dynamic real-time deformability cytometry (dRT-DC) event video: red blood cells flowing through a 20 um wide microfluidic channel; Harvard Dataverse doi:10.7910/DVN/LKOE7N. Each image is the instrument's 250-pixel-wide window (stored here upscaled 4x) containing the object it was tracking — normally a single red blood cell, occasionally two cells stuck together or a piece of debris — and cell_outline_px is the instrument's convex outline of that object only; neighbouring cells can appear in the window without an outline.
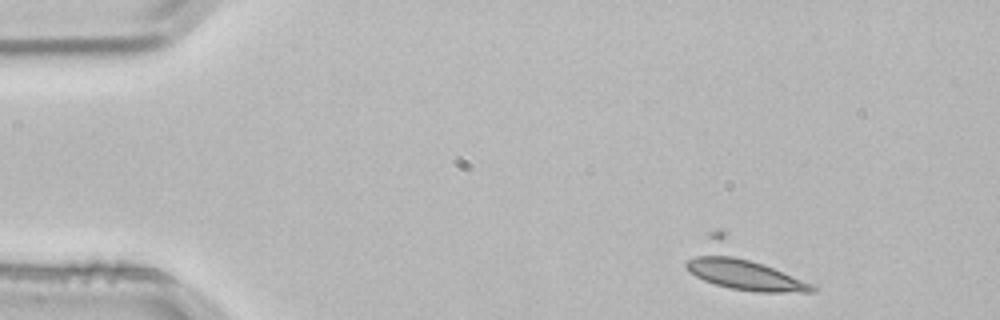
{"species": "common noctule bat (a hibernating species)", "species_latin": "Nyctalus noctula", "temperature_condition": "room temperature", "stored_images_in_passage": 3, "camera_frame_rate_fps": 3000, "um_per_image_px": 0.085, "animal": {"sex": "male", "body_mass_g": 21.5, "forearm_length_mm": 52.0}, "frame": {"image": 1, "passage_image": 1, "time_ms": 0.0, "image_size_px": [1000, 320], "cell_outline_px": [[816, 292], [756, 292], [728, 288], [704, 280], [688, 272], [684, 264], [708, 232], [716, 228], [720, 228], [812, 284], [816, 288]], "centroid_in_image_um": [63.01, 22.66], "position_along_channel_um": 22.0, "area_um2": 32.83}}
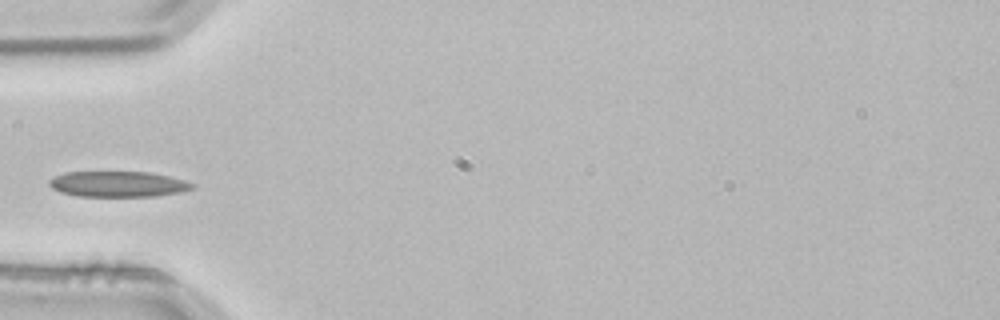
{"frame": {"image": 2, "passage_image": 3, "time_ms": 0.667, "image_size_px": [1000, 320], "cell_outline_px": [[196, 188], [184, 192], [156, 196], [76, 196], [60, 192], [52, 188], [48, 184], [48, 180], [64, 172], [148, 172], [168, 176], [184, 180], [196, 184]], "centroid_in_image_um": [10.07, 15.65], "position_along_channel_um": 74.9, "area_um2": 21.56}}